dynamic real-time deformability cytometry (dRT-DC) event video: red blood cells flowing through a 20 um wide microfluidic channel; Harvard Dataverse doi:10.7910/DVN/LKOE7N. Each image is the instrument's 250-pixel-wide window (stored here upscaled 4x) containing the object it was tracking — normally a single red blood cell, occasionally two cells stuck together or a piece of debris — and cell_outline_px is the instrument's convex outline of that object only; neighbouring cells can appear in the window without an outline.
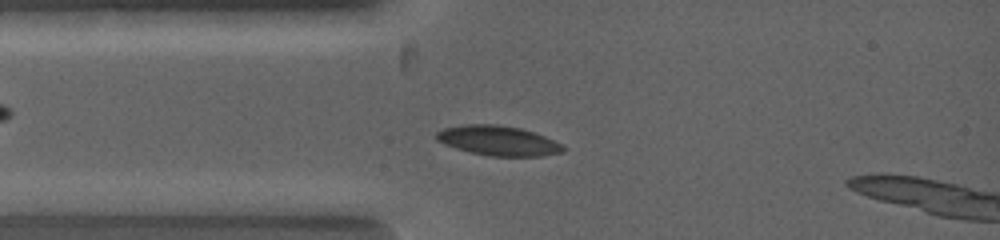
{"species": "common noctule bat (a hibernating species)", "species_latin": "Nyctalus noctula", "temperature_condition": "warm", "stored_images_in_passage": 7, "camera_frame_rate_fps": 5000, "um_per_image_px": 0.085, "animal": {"sex": "female", "body_mass_g": 19.0, "forearm_length_mm": 53.3}, "frame": {"image": 1, "passage_image": 2, "time_ms": 0.2, "image_size_px": [1000, 240], "cell_outline_px": [[568, 148], [564, 152], [544, 156], [488, 156], [468, 152], [444, 144], [436, 140], [436, 132], [444, 128], [464, 124], [500, 124], [520, 128], [544, 136], [564, 144]], "centroid_in_image_um": [42.38, 11.96], "position_along_channel_um": 42.6, "area_um2": 22.31}}
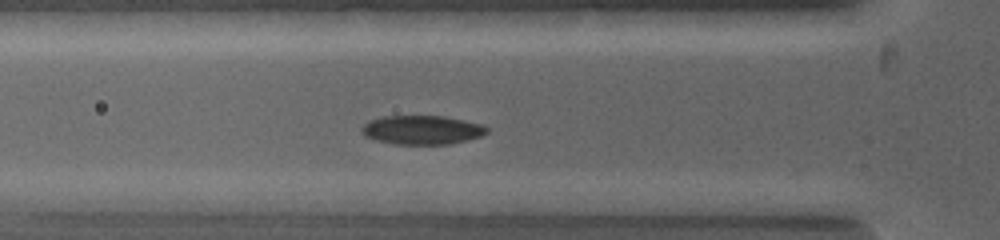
{"frame": {"image": 2, "passage_image": 5, "time_ms": 1.0, "image_size_px": [1000, 240], "cell_outline_px": [[488, 132], [480, 136], [448, 144], [396, 144], [376, 140], [364, 136], [360, 132], [360, 128], [364, 124], [372, 120], [384, 116], [444, 116], [484, 124], [488, 128]], "centroid_in_image_um": [35.86, 11.04], "position_along_channel_um": 89.9, "area_um2": 21.04}}